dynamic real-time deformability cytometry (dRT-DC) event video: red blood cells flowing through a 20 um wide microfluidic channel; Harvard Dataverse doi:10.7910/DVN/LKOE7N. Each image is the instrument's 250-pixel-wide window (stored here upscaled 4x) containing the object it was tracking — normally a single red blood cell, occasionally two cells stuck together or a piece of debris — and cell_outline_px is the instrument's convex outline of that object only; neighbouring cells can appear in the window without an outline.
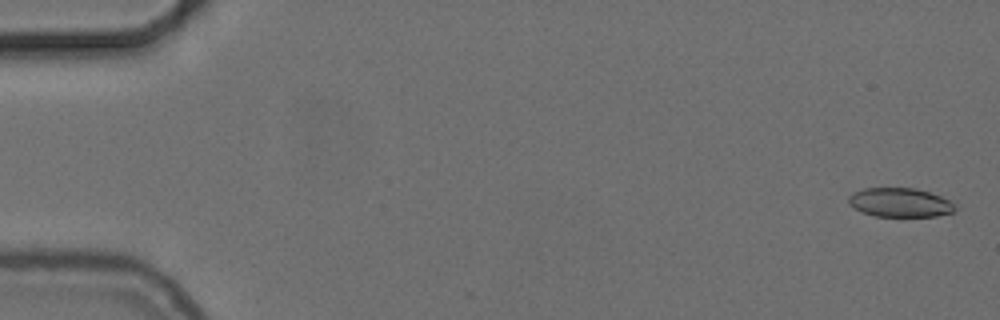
{"species": "common noctule bat (a hibernating species)", "species_latin": "Nyctalus noctula", "temperature_condition": "cold", "stored_images_in_passage": 56, "camera_frame_rate_fps": 3000, "um_per_image_px": 0.085, "animal": {"sex": "female", "body_mass_g": 24.6, "forearm_length_mm": 56.2}, "frame": {"image": 1, "passage_image": 2, "time_ms": 0.333, "image_size_px": [1000, 320], "cell_outline_px": [[956, 208], [952, 212], [936, 216], [876, 216], [860, 212], [848, 204], [848, 196], [852, 192], [864, 188], [916, 188], [940, 196], [948, 200]], "centroid_in_image_um": [76.43, 17.21], "position_along_channel_um": 8.6, "area_um2": 17.98}}
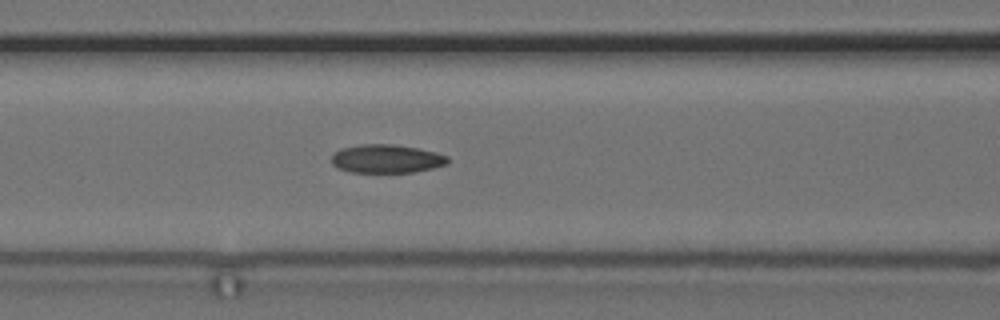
{"frame": {"image": 2, "passage_image": 24, "time_ms": 7.667, "image_size_px": [1000, 320], "cell_outline_px": [[448, 164], [432, 168], [412, 172], [348, 172], [336, 168], [332, 164], [332, 156], [340, 148], [360, 144], [392, 144], [420, 148], [436, 152], [448, 156]], "centroid_in_image_um": [32.84, 13.49], "position_along_channel_um": 133.8, "area_um2": 19.42}}
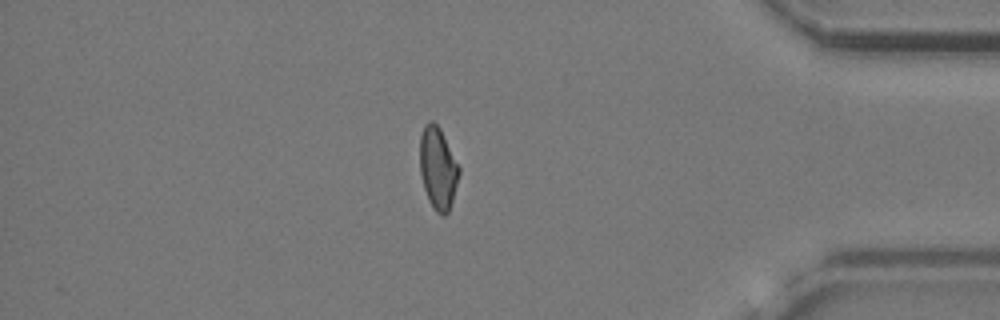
{"frame": {"image": 3, "passage_image": 48, "time_ms": 15.667, "image_size_px": [1000, 320], "cell_outline_px": [[460, 172], [452, 200], [448, 212], [444, 216], [440, 216], [432, 208], [428, 200], [424, 188], [420, 172], [420, 136], [424, 124], [428, 120], [432, 120], [440, 128], [460, 168]], "centroid_in_image_um": [37.21, 14.3], "position_along_channel_um": 398.0, "area_um2": 18.79}, "authors_computed_cell_mechanics": {"area_um2": 19.1607, "velocity_mm_per_s": 3.7238, "shape_relaxation_time_tau1_ms": null, "shape_relaxation_time_tau2_ms": 2.222, "deformation_change_tau1": null, "deformation_change_tau2": 0.0698}}